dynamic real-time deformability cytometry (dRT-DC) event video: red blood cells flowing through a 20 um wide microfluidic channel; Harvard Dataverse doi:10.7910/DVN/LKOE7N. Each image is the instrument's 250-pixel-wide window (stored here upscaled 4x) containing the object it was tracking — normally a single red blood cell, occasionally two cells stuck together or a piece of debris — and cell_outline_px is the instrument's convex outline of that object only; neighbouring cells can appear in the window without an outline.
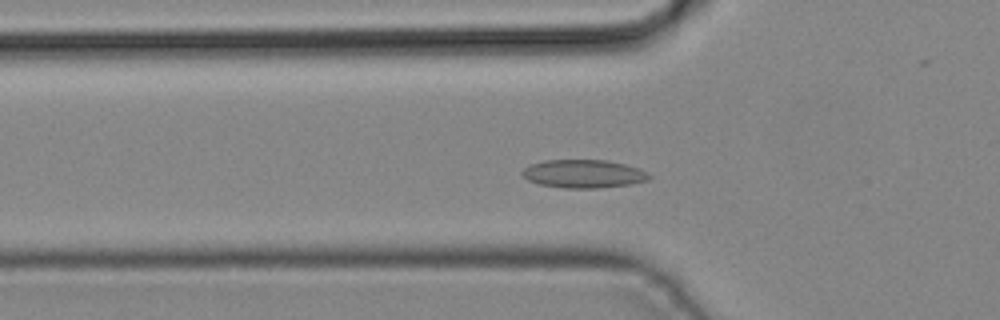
{"species": "common noctule bat (a hibernating species)", "species_latin": "Nyctalus noctula", "temperature_condition": "cold", "stored_images_in_passage": 42, "camera_frame_rate_fps": 3000, "um_per_image_px": 0.085, "animal": {"sex": "male", "body_mass_g": 19.2, "forearm_length_mm": 51.8}, "frame": {"image": 1, "passage_image": 13, "time_ms": 4.0, "image_size_px": [1000, 320], "cell_outline_px": [[652, 176], [648, 180], [632, 184], [596, 188], [564, 188], [540, 184], [528, 180], [520, 172], [524, 168], [532, 164], [544, 160], [608, 160], [640, 168], [648, 172]], "centroid_in_image_um": [49.64, 14.77], "position_along_channel_um": 76.2, "area_um2": 20.92}}
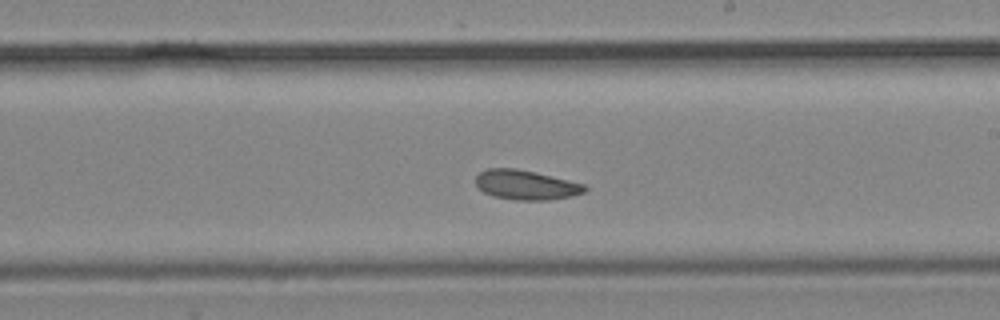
{"frame": {"image": 2, "passage_image": 24, "time_ms": 7.667, "image_size_px": [1000, 320], "cell_outline_px": [[588, 188], [584, 192], [572, 196], [548, 200], [516, 200], [492, 196], [484, 192], [476, 184], [476, 176], [480, 172], [488, 168], [516, 168], [536, 172], [584, 184]], "centroid_in_image_um": [44.7, 15.71], "position_along_channel_um": 244.3, "area_um2": 18.79}}
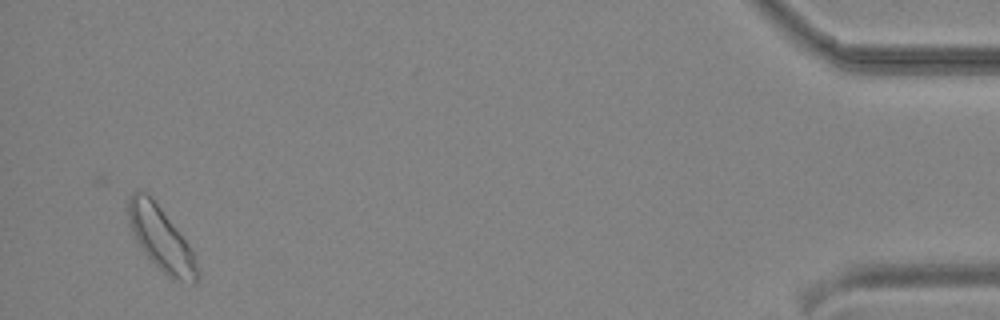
{"frame": {"image": 3, "passage_image": 41, "time_ms": 13.333, "image_size_px": [1000, 320], "cell_outline_px": [[200, 276], [196, 284], [192, 284], [172, 280], [144, 252], [136, 240], [132, 232], [128, 220], [128, 200], [132, 192], [144, 192], [152, 196], [188, 244], [192, 252], [200, 272]], "centroid_in_image_um": [13.71, 20.32], "position_along_channel_um": 421.5, "area_um2": 25.37}}